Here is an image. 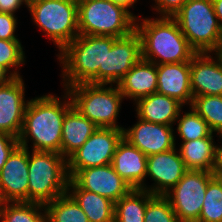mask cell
I'll return each instance as SVG.
<instances>
[{
    "instance_id": "cell-24",
    "label": "cell",
    "mask_w": 222,
    "mask_h": 222,
    "mask_svg": "<svg viewBox=\"0 0 222 222\" xmlns=\"http://www.w3.org/2000/svg\"><path fill=\"white\" fill-rule=\"evenodd\" d=\"M67 193L84 211L89 222H114L115 203L109 198L83 190L73 179L68 182Z\"/></svg>"
},
{
    "instance_id": "cell-11",
    "label": "cell",
    "mask_w": 222,
    "mask_h": 222,
    "mask_svg": "<svg viewBox=\"0 0 222 222\" xmlns=\"http://www.w3.org/2000/svg\"><path fill=\"white\" fill-rule=\"evenodd\" d=\"M141 58V38L136 30L120 38L106 36L105 84H117Z\"/></svg>"
},
{
    "instance_id": "cell-14",
    "label": "cell",
    "mask_w": 222,
    "mask_h": 222,
    "mask_svg": "<svg viewBox=\"0 0 222 222\" xmlns=\"http://www.w3.org/2000/svg\"><path fill=\"white\" fill-rule=\"evenodd\" d=\"M124 138L146 156L176 148L173 126L147 122L138 118L131 128H124Z\"/></svg>"
},
{
    "instance_id": "cell-15",
    "label": "cell",
    "mask_w": 222,
    "mask_h": 222,
    "mask_svg": "<svg viewBox=\"0 0 222 222\" xmlns=\"http://www.w3.org/2000/svg\"><path fill=\"white\" fill-rule=\"evenodd\" d=\"M72 179L83 190L109 198L114 203L133 189L111 164L82 169Z\"/></svg>"
},
{
    "instance_id": "cell-3",
    "label": "cell",
    "mask_w": 222,
    "mask_h": 222,
    "mask_svg": "<svg viewBox=\"0 0 222 222\" xmlns=\"http://www.w3.org/2000/svg\"><path fill=\"white\" fill-rule=\"evenodd\" d=\"M63 86L105 84L106 36L79 34L61 52Z\"/></svg>"
},
{
    "instance_id": "cell-21",
    "label": "cell",
    "mask_w": 222,
    "mask_h": 222,
    "mask_svg": "<svg viewBox=\"0 0 222 222\" xmlns=\"http://www.w3.org/2000/svg\"><path fill=\"white\" fill-rule=\"evenodd\" d=\"M137 118L156 124L173 126L184 106L178 100L155 92L136 102Z\"/></svg>"
},
{
    "instance_id": "cell-27",
    "label": "cell",
    "mask_w": 222,
    "mask_h": 222,
    "mask_svg": "<svg viewBox=\"0 0 222 222\" xmlns=\"http://www.w3.org/2000/svg\"><path fill=\"white\" fill-rule=\"evenodd\" d=\"M47 222H89L84 211L68 194H64L45 205Z\"/></svg>"
},
{
    "instance_id": "cell-18",
    "label": "cell",
    "mask_w": 222,
    "mask_h": 222,
    "mask_svg": "<svg viewBox=\"0 0 222 222\" xmlns=\"http://www.w3.org/2000/svg\"><path fill=\"white\" fill-rule=\"evenodd\" d=\"M111 165L133 189L146 190L147 156L124 137L117 145Z\"/></svg>"
},
{
    "instance_id": "cell-39",
    "label": "cell",
    "mask_w": 222,
    "mask_h": 222,
    "mask_svg": "<svg viewBox=\"0 0 222 222\" xmlns=\"http://www.w3.org/2000/svg\"><path fill=\"white\" fill-rule=\"evenodd\" d=\"M119 5L124 6L126 9H130L137 2V0H111Z\"/></svg>"
},
{
    "instance_id": "cell-22",
    "label": "cell",
    "mask_w": 222,
    "mask_h": 222,
    "mask_svg": "<svg viewBox=\"0 0 222 222\" xmlns=\"http://www.w3.org/2000/svg\"><path fill=\"white\" fill-rule=\"evenodd\" d=\"M182 142L177 151L187 170L216 172L220 146L214 144L213 137Z\"/></svg>"
},
{
    "instance_id": "cell-26",
    "label": "cell",
    "mask_w": 222,
    "mask_h": 222,
    "mask_svg": "<svg viewBox=\"0 0 222 222\" xmlns=\"http://www.w3.org/2000/svg\"><path fill=\"white\" fill-rule=\"evenodd\" d=\"M43 212H42V211ZM1 222H47L45 205L33 202H2Z\"/></svg>"
},
{
    "instance_id": "cell-28",
    "label": "cell",
    "mask_w": 222,
    "mask_h": 222,
    "mask_svg": "<svg viewBox=\"0 0 222 222\" xmlns=\"http://www.w3.org/2000/svg\"><path fill=\"white\" fill-rule=\"evenodd\" d=\"M208 124L212 132L222 138V96L193 97L191 106Z\"/></svg>"
},
{
    "instance_id": "cell-4",
    "label": "cell",
    "mask_w": 222,
    "mask_h": 222,
    "mask_svg": "<svg viewBox=\"0 0 222 222\" xmlns=\"http://www.w3.org/2000/svg\"><path fill=\"white\" fill-rule=\"evenodd\" d=\"M28 202L46 205L67 193V159L52 151H29Z\"/></svg>"
},
{
    "instance_id": "cell-8",
    "label": "cell",
    "mask_w": 222,
    "mask_h": 222,
    "mask_svg": "<svg viewBox=\"0 0 222 222\" xmlns=\"http://www.w3.org/2000/svg\"><path fill=\"white\" fill-rule=\"evenodd\" d=\"M34 24L61 52L78 35L77 0H41L28 7Z\"/></svg>"
},
{
    "instance_id": "cell-17",
    "label": "cell",
    "mask_w": 222,
    "mask_h": 222,
    "mask_svg": "<svg viewBox=\"0 0 222 222\" xmlns=\"http://www.w3.org/2000/svg\"><path fill=\"white\" fill-rule=\"evenodd\" d=\"M196 53L190 61V81L193 97L222 96V57L218 52Z\"/></svg>"
},
{
    "instance_id": "cell-34",
    "label": "cell",
    "mask_w": 222,
    "mask_h": 222,
    "mask_svg": "<svg viewBox=\"0 0 222 222\" xmlns=\"http://www.w3.org/2000/svg\"><path fill=\"white\" fill-rule=\"evenodd\" d=\"M156 5H152L153 9L157 11L160 17H172L181 8L187 0H154Z\"/></svg>"
},
{
    "instance_id": "cell-12",
    "label": "cell",
    "mask_w": 222,
    "mask_h": 222,
    "mask_svg": "<svg viewBox=\"0 0 222 222\" xmlns=\"http://www.w3.org/2000/svg\"><path fill=\"white\" fill-rule=\"evenodd\" d=\"M29 150L18 146L0 171V201L28 202Z\"/></svg>"
},
{
    "instance_id": "cell-1",
    "label": "cell",
    "mask_w": 222,
    "mask_h": 222,
    "mask_svg": "<svg viewBox=\"0 0 222 222\" xmlns=\"http://www.w3.org/2000/svg\"><path fill=\"white\" fill-rule=\"evenodd\" d=\"M52 94L30 99L18 137L19 146L29 149L32 140L34 151H52L61 154L62 126L66 112L73 106L65 89L63 100Z\"/></svg>"
},
{
    "instance_id": "cell-2",
    "label": "cell",
    "mask_w": 222,
    "mask_h": 222,
    "mask_svg": "<svg viewBox=\"0 0 222 222\" xmlns=\"http://www.w3.org/2000/svg\"><path fill=\"white\" fill-rule=\"evenodd\" d=\"M136 22V31L141 38L142 59L156 65L190 62L197 53L172 17H142L136 18Z\"/></svg>"
},
{
    "instance_id": "cell-13",
    "label": "cell",
    "mask_w": 222,
    "mask_h": 222,
    "mask_svg": "<svg viewBox=\"0 0 222 222\" xmlns=\"http://www.w3.org/2000/svg\"><path fill=\"white\" fill-rule=\"evenodd\" d=\"M176 150L174 148L147 156L146 177L150 176L155 183L147 186L146 191L153 195L164 196L181 180L187 169Z\"/></svg>"
},
{
    "instance_id": "cell-37",
    "label": "cell",
    "mask_w": 222,
    "mask_h": 222,
    "mask_svg": "<svg viewBox=\"0 0 222 222\" xmlns=\"http://www.w3.org/2000/svg\"><path fill=\"white\" fill-rule=\"evenodd\" d=\"M15 77L2 65H0V86L8 84Z\"/></svg>"
},
{
    "instance_id": "cell-31",
    "label": "cell",
    "mask_w": 222,
    "mask_h": 222,
    "mask_svg": "<svg viewBox=\"0 0 222 222\" xmlns=\"http://www.w3.org/2000/svg\"><path fill=\"white\" fill-rule=\"evenodd\" d=\"M25 59L20 40L0 39V65L4 66L14 77H20L17 70L25 64ZM11 69L14 70L11 72Z\"/></svg>"
},
{
    "instance_id": "cell-6",
    "label": "cell",
    "mask_w": 222,
    "mask_h": 222,
    "mask_svg": "<svg viewBox=\"0 0 222 222\" xmlns=\"http://www.w3.org/2000/svg\"><path fill=\"white\" fill-rule=\"evenodd\" d=\"M81 35L124 37L136 30V16L111 0H77Z\"/></svg>"
},
{
    "instance_id": "cell-29",
    "label": "cell",
    "mask_w": 222,
    "mask_h": 222,
    "mask_svg": "<svg viewBox=\"0 0 222 222\" xmlns=\"http://www.w3.org/2000/svg\"><path fill=\"white\" fill-rule=\"evenodd\" d=\"M190 110L182 116L179 113L176 119V122L178 121L177 133L182 141L214 137V133L210 130L207 122L192 107H190Z\"/></svg>"
},
{
    "instance_id": "cell-40",
    "label": "cell",
    "mask_w": 222,
    "mask_h": 222,
    "mask_svg": "<svg viewBox=\"0 0 222 222\" xmlns=\"http://www.w3.org/2000/svg\"><path fill=\"white\" fill-rule=\"evenodd\" d=\"M222 144V142H221ZM216 175L222 178V145L219 148V157H218V167L216 170Z\"/></svg>"
},
{
    "instance_id": "cell-5",
    "label": "cell",
    "mask_w": 222,
    "mask_h": 222,
    "mask_svg": "<svg viewBox=\"0 0 222 222\" xmlns=\"http://www.w3.org/2000/svg\"><path fill=\"white\" fill-rule=\"evenodd\" d=\"M172 18L197 53L219 52L222 48V27L212 0H187Z\"/></svg>"
},
{
    "instance_id": "cell-30",
    "label": "cell",
    "mask_w": 222,
    "mask_h": 222,
    "mask_svg": "<svg viewBox=\"0 0 222 222\" xmlns=\"http://www.w3.org/2000/svg\"><path fill=\"white\" fill-rule=\"evenodd\" d=\"M196 222H222V178L217 175L208 183L205 200Z\"/></svg>"
},
{
    "instance_id": "cell-42",
    "label": "cell",
    "mask_w": 222,
    "mask_h": 222,
    "mask_svg": "<svg viewBox=\"0 0 222 222\" xmlns=\"http://www.w3.org/2000/svg\"><path fill=\"white\" fill-rule=\"evenodd\" d=\"M220 55H221V57H222V48L220 49V51L218 52Z\"/></svg>"
},
{
    "instance_id": "cell-36",
    "label": "cell",
    "mask_w": 222,
    "mask_h": 222,
    "mask_svg": "<svg viewBox=\"0 0 222 222\" xmlns=\"http://www.w3.org/2000/svg\"><path fill=\"white\" fill-rule=\"evenodd\" d=\"M23 4L21 0H0V12L15 14Z\"/></svg>"
},
{
    "instance_id": "cell-20",
    "label": "cell",
    "mask_w": 222,
    "mask_h": 222,
    "mask_svg": "<svg viewBox=\"0 0 222 222\" xmlns=\"http://www.w3.org/2000/svg\"><path fill=\"white\" fill-rule=\"evenodd\" d=\"M116 85L125 99L149 96L157 91V65L141 58Z\"/></svg>"
},
{
    "instance_id": "cell-7",
    "label": "cell",
    "mask_w": 222,
    "mask_h": 222,
    "mask_svg": "<svg viewBox=\"0 0 222 222\" xmlns=\"http://www.w3.org/2000/svg\"><path fill=\"white\" fill-rule=\"evenodd\" d=\"M79 83L66 88L73 106L98 128L124 129L117 124L124 96L114 84Z\"/></svg>"
},
{
    "instance_id": "cell-23",
    "label": "cell",
    "mask_w": 222,
    "mask_h": 222,
    "mask_svg": "<svg viewBox=\"0 0 222 222\" xmlns=\"http://www.w3.org/2000/svg\"><path fill=\"white\" fill-rule=\"evenodd\" d=\"M98 127L74 106L65 114L62 126L61 155L66 159L79 149Z\"/></svg>"
},
{
    "instance_id": "cell-32",
    "label": "cell",
    "mask_w": 222,
    "mask_h": 222,
    "mask_svg": "<svg viewBox=\"0 0 222 222\" xmlns=\"http://www.w3.org/2000/svg\"><path fill=\"white\" fill-rule=\"evenodd\" d=\"M144 222H180L169 200L163 195H154L145 209Z\"/></svg>"
},
{
    "instance_id": "cell-38",
    "label": "cell",
    "mask_w": 222,
    "mask_h": 222,
    "mask_svg": "<svg viewBox=\"0 0 222 222\" xmlns=\"http://www.w3.org/2000/svg\"><path fill=\"white\" fill-rule=\"evenodd\" d=\"M212 4L219 25L222 27V0H212Z\"/></svg>"
},
{
    "instance_id": "cell-25",
    "label": "cell",
    "mask_w": 222,
    "mask_h": 222,
    "mask_svg": "<svg viewBox=\"0 0 222 222\" xmlns=\"http://www.w3.org/2000/svg\"><path fill=\"white\" fill-rule=\"evenodd\" d=\"M153 196L149 191L132 189L115 202L114 222H144L147 202Z\"/></svg>"
},
{
    "instance_id": "cell-9",
    "label": "cell",
    "mask_w": 222,
    "mask_h": 222,
    "mask_svg": "<svg viewBox=\"0 0 222 222\" xmlns=\"http://www.w3.org/2000/svg\"><path fill=\"white\" fill-rule=\"evenodd\" d=\"M216 172L187 170L181 180L164 196L180 222H196L205 200L208 183Z\"/></svg>"
},
{
    "instance_id": "cell-35",
    "label": "cell",
    "mask_w": 222,
    "mask_h": 222,
    "mask_svg": "<svg viewBox=\"0 0 222 222\" xmlns=\"http://www.w3.org/2000/svg\"><path fill=\"white\" fill-rule=\"evenodd\" d=\"M18 146V138L6 133H0V171L9 156Z\"/></svg>"
},
{
    "instance_id": "cell-19",
    "label": "cell",
    "mask_w": 222,
    "mask_h": 222,
    "mask_svg": "<svg viewBox=\"0 0 222 222\" xmlns=\"http://www.w3.org/2000/svg\"><path fill=\"white\" fill-rule=\"evenodd\" d=\"M189 107L193 101L190 62L157 65V91Z\"/></svg>"
},
{
    "instance_id": "cell-33",
    "label": "cell",
    "mask_w": 222,
    "mask_h": 222,
    "mask_svg": "<svg viewBox=\"0 0 222 222\" xmlns=\"http://www.w3.org/2000/svg\"><path fill=\"white\" fill-rule=\"evenodd\" d=\"M17 24L14 14L0 12V39L19 40L15 35Z\"/></svg>"
},
{
    "instance_id": "cell-41",
    "label": "cell",
    "mask_w": 222,
    "mask_h": 222,
    "mask_svg": "<svg viewBox=\"0 0 222 222\" xmlns=\"http://www.w3.org/2000/svg\"><path fill=\"white\" fill-rule=\"evenodd\" d=\"M25 5L26 7L28 8L29 6H31L32 4L36 3V2H39L41 0H21Z\"/></svg>"
},
{
    "instance_id": "cell-16",
    "label": "cell",
    "mask_w": 222,
    "mask_h": 222,
    "mask_svg": "<svg viewBox=\"0 0 222 222\" xmlns=\"http://www.w3.org/2000/svg\"><path fill=\"white\" fill-rule=\"evenodd\" d=\"M25 85L22 76L0 86V133L18 138L23 126L25 110Z\"/></svg>"
},
{
    "instance_id": "cell-10",
    "label": "cell",
    "mask_w": 222,
    "mask_h": 222,
    "mask_svg": "<svg viewBox=\"0 0 222 222\" xmlns=\"http://www.w3.org/2000/svg\"><path fill=\"white\" fill-rule=\"evenodd\" d=\"M123 137V129L97 128L88 140L67 158L70 179L82 169L111 164L117 145Z\"/></svg>"
}]
</instances>
